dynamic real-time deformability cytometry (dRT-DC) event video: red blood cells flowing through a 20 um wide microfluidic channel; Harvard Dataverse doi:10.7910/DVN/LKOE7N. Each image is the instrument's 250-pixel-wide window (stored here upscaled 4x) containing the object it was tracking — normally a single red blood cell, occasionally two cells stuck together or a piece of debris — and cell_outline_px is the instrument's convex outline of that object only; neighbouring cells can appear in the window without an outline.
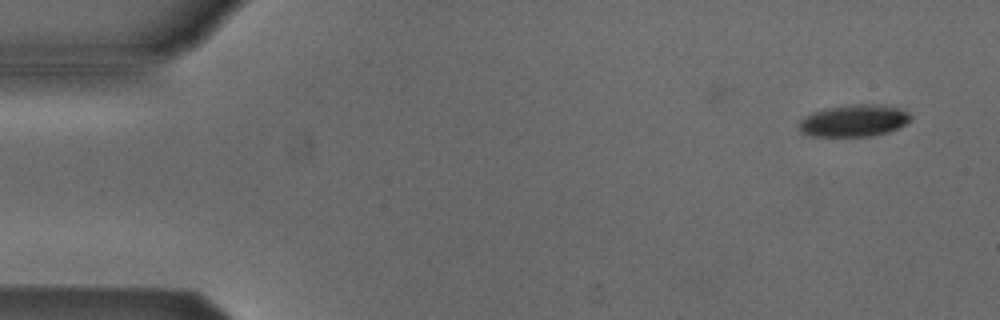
{"species": "Egyptian fruit bat (a non-hibernating species)", "species_latin": "Rousettus aegyptiacus", "temperature_condition": "cold", "stored_images_in_passage": 3, "camera_frame_rate_fps": 3000, "um_per_image_px": 0.085, "animal": {"sex": "male"}, "frame": {"image": 1, "passage_image": 3, "time_ms": 2.333, "image_size_px": [1000, 320], "cell_outline_px": [[912, 120], [888, 132], [872, 136], [808, 136], [800, 132], [800, 120], [804, 116], [812, 112], [828, 108], [852, 104], [884, 104], [900, 108], [908, 112], [912, 116]], "centroid_in_image_um": [72.6, 10.25], "position_along_channel_um": 12.4, "area_um2": 20.92}}